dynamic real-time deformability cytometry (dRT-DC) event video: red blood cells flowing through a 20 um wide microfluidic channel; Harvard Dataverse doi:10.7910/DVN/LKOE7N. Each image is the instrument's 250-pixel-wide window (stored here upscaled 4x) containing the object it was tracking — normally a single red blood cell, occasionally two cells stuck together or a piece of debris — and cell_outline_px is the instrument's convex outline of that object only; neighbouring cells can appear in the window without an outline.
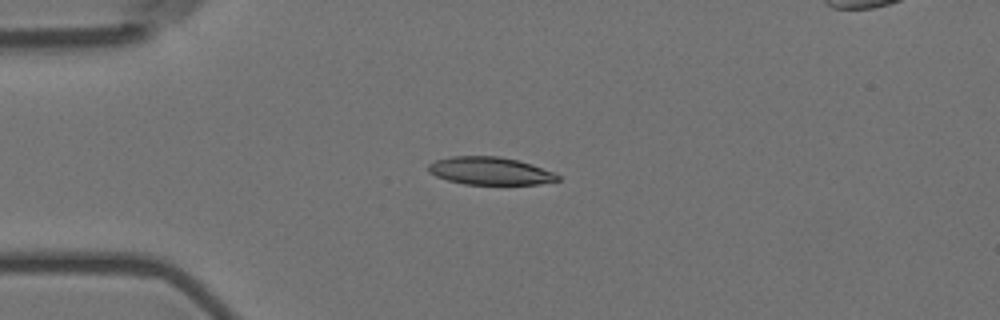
{"species": "Egyptian fruit bat (a non-hibernating species)", "species_latin": "Rousettus aegyptiacus", "temperature_condition": "room temperature", "stored_images_in_passage": 44, "camera_frame_rate_fps": 3000, "um_per_image_px": 0.085, "animal": {"sex": "female"}, "frame": {"image": 1, "passage_image": 1, "time_ms": 0.0, "image_size_px": [1000, 320], "cell_outline_px": [[560, 180], [540, 184], [464, 184], [448, 180], [436, 176], [428, 172], [428, 164], [436, 160], [452, 156], [500, 156], [532, 164], [556, 172], [560, 176]], "centroid_in_image_um": [41.68, 14.53], "position_along_channel_um": 43.3, "area_um2": 20.98}}
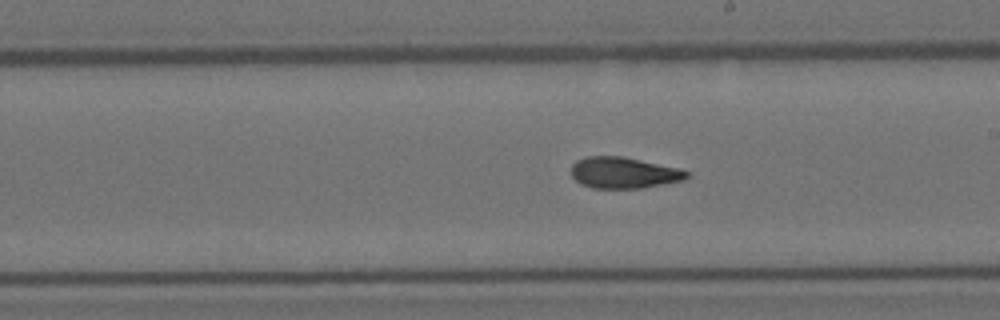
{"frame": {"image": 2, "passage_image": 19, "time_ms": 6.0, "image_size_px": [1000, 320], "cell_outline_px": [[688, 176], [684, 180], [644, 188], [592, 188], [580, 184], [572, 176], [572, 164], [576, 160], [584, 156], [624, 156], [680, 168], [688, 172]], "centroid_in_image_um": [53.01, 14.68], "position_along_channel_um": 236.0, "area_um2": 21.21}}
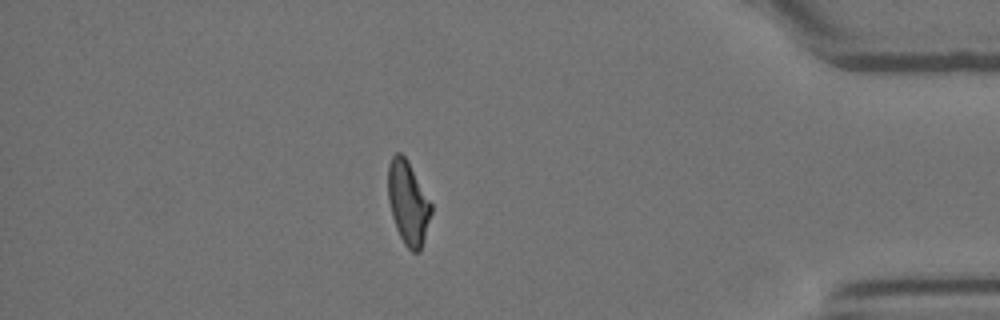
{"frame": {"image": 3, "passage_image": 36, "time_ms": 11.667, "image_size_px": [1000, 320], "cell_outline_px": [[432, 212], [424, 240], [420, 252], [412, 252], [404, 244], [396, 228], [392, 216], [388, 200], [388, 164], [392, 156], [396, 152], [400, 152], [408, 160], [432, 204]], "centroid_in_image_um": [34.69, 17.23], "position_along_channel_um": 400.5, "area_um2": 21.1}, "authors_computed_cell_mechanics": {"area_um2": 21.2126, "velocity_mm_per_s": 3.588, "shape_relaxation_time_tau1_ms": 7.7696, "shape_relaxation_time_tau2_ms": 2.9649, "deformation_change_tau1": 0.2107, "deformation_change_tau2": 0.1039}}